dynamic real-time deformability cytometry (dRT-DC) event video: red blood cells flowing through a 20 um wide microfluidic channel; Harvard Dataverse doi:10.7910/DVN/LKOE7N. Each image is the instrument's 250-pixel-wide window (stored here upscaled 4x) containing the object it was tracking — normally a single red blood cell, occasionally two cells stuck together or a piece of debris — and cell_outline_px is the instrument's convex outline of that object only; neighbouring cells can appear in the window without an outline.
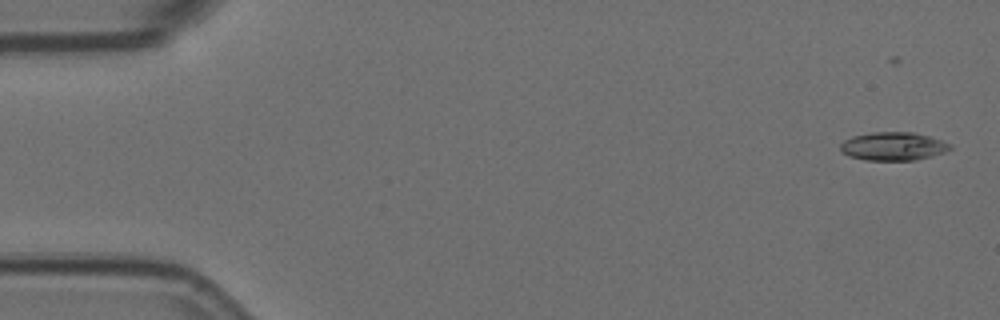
{"species": "Egyptian fruit bat (a non-hibernating species)", "species_latin": "Rousettus aegyptiacus", "temperature_condition": "room temperature", "stored_images_in_passage": 43, "camera_frame_rate_fps": 3000, "um_per_image_px": 0.085, "animal": {"sex": "female"}, "frame": {"image": 1, "passage_image": 1, "time_ms": 0.0, "image_size_px": [1000, 320], "cell_outline_px": [[952, 148], [944, 152], [932, 156], [916, 160], [864, 160], [848, 156], [840, 152], [840, 144], [844, 140], [852, 136], [872, 132], [916, 132], [952, 144]], "centroid_in_image_um": [75.9, 12.43], "position_along_channel_um": 9.1, "area_um2": 18.26}}
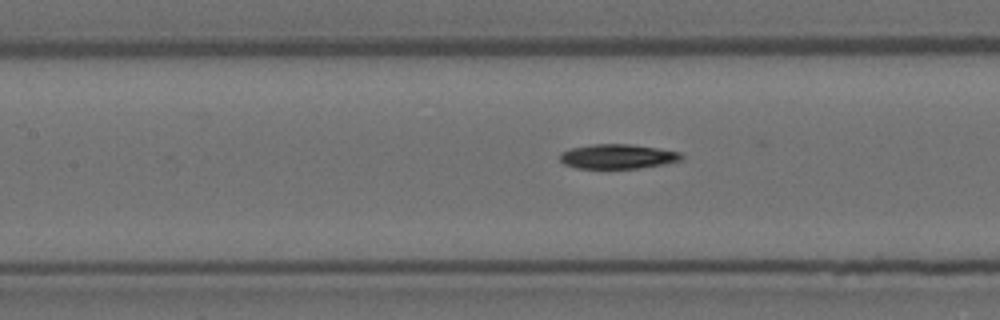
{"frame": {"image": 2, "passage_image": 24, "time_ms": 7.667, "image_size_px": [1000, 320], "cell_outline_px": [[684, 160], [664, 164], [640, 168], [576, 168], [564, 164], [560, 160], [560, 152], [572, 148], [592, 144], [628, 144], [656, 148], [680, 152], [684, 156]], "centroid_in_image_um": [52.52, 13.3], "position_along_channel_um": 154.9, "area_um2": 17.4}}
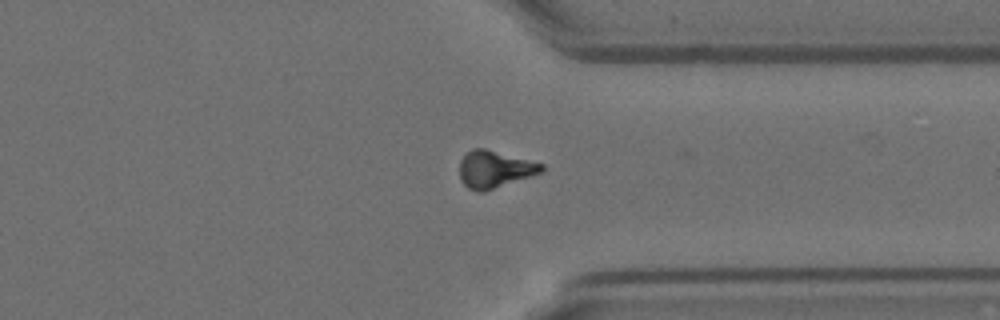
{"frame": {"image": 3, "passage_image": 42, "time_ms": 13.667, "image_size_px": [1000, 320], "cell_outline_px": [[544, 172], [484, 192], [480, 192], [468, 188], [460, 180], [460, 160], [472, 148], [484, 148], [544, 164]], "centroid_in_image_um": [42.05, 14.4], "position_along_channel_um": 369.3, "area_um2": 17.74}, "authors_computed_cell_mechanics": {"area_um2": 17.8602, "velocity_mm_per_s": 3.6102, "shape_relaxation_time_tau1_ms": 4.8882, "shape_relaxation_time_tau2_ms": null, "deformation_change_tau1": 0.1832, "deformation_change_tau2": null}}